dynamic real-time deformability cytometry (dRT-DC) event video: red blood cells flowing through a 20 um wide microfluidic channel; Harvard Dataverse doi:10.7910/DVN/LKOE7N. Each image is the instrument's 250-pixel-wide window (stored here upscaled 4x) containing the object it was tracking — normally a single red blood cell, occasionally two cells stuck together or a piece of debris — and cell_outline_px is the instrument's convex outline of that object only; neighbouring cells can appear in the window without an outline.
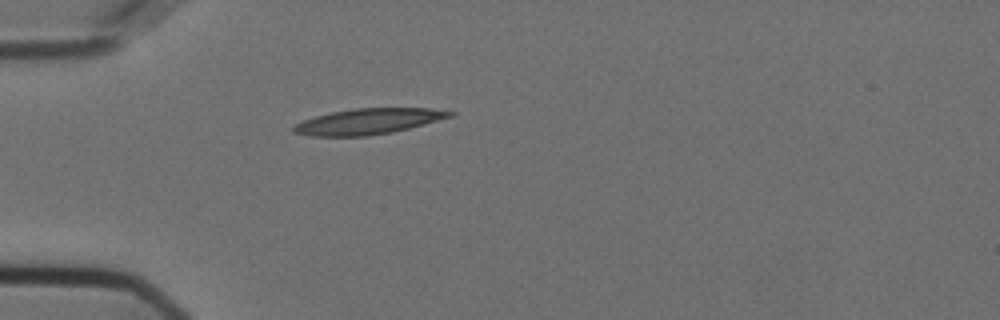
{"species": "Egyptian fruit bat (a non-hibernating species)", "species_latin": "Rousettus aegyptiacus", "temperature_condition": "cold", "stored_images_in_passage": 41, "camera_frame_rate_fps": 3000, "um_per_image_px": 0.085, "animal": {"sex": "female"}, "frame": {"image": 1, "passage_image": 1, "time_ms": 0.0, "image_size_px": [1000, 320], "cell_outline_px": [[456, 112], [452, 116], [408, 128], [392, 132], [368, 136], [308, 136], [292, 132], [292, 128], [296, 124], [304, 120], [316, 116], [332, 112], [356, 108], [428, 108]], "centroid_in_image_um": [31.26, 10.32], "position_along_channel_um": 53.7, "area_um2": 23.18}}
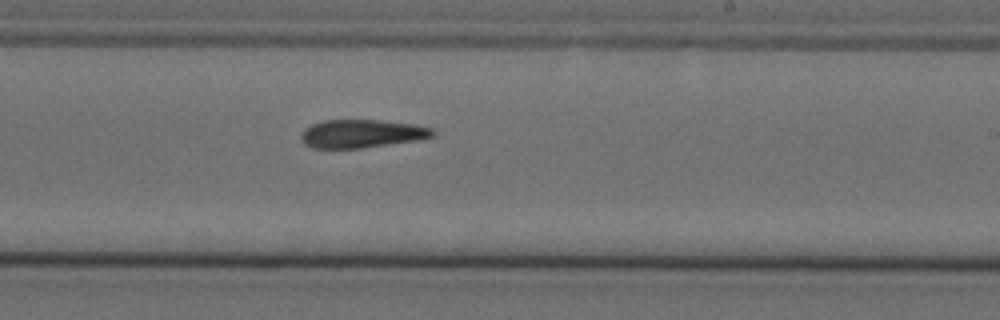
{"frame": {"image": 2, "passage_image": 19, "time_ms": 6.0, "image_size_px": [1000, 320], "cell_outline_px": [[436, 136], [416, 140], [364, 148], [312, 148], [304, 144], [300, 140], [300, 136], [304, 128], [312, 124], [324, 120], [384, 120], [416, 124], [432, 128], [436, 132]], "centroid_in_image_um": [30.76, 11.36], "position_along_channel_um": 258.2, "area_um2": 21.96}}
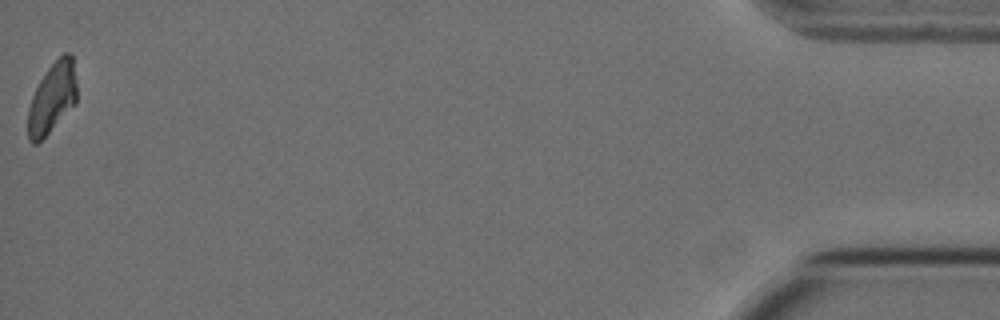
{"frame": {"image": 3, "passage_image": 41, "time_ms": 13.333, "image_size_px": [1000, 320], "cell_outline_px": [[76, 104], [36, 144], [32, 144], [28, 140], [28, 108], [32, 96], [40, 80], [48, 68], [64, 52], [68, 52], [72, 56], [76, 80]], "centroid_in_image_um": [4.43, 8.32], "position_along_channel_um": 430.8, "area_um2": 19.83}}